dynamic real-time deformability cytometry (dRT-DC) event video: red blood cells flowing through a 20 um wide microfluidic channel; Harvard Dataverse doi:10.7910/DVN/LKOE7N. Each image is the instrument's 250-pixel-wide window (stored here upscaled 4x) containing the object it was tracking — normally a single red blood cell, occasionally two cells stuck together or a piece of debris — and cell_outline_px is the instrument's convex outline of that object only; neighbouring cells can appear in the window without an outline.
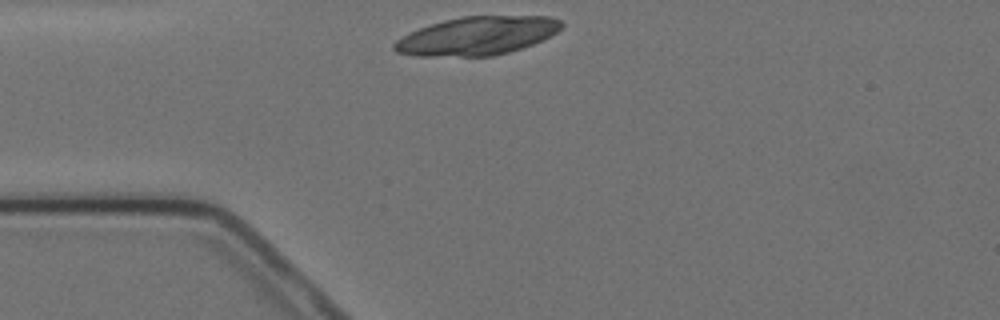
{"species": "Egyptian fruit bat (a non-hibernating species)", "species_latin": "Rousettus aegyptiacus", "temperature_condition": "cold", "stored_images_in_passage": 3, "camera_frame_rate_fps": 3000, "um_per_image_px": 0.085, "animal": {"sex": "female"}, "frame": {"image": 1, "passage_image": 1, "time_ms": 0.0, "image_size_px": [1000, 320], "cell_outline_px": [[564, 24], [556, 32], [532, 44], [508, 52], [492, 56], [416, 56], [396, 52], [392, 48], [392, 44], [396, 40], [408, 32], [444, 20], [460, 16], [548, 16], [560, 20]], "centroid_in_image_um": [40.5, 3.04], "position_along_channel_um": 44.5, "area_um2": 37.22}}